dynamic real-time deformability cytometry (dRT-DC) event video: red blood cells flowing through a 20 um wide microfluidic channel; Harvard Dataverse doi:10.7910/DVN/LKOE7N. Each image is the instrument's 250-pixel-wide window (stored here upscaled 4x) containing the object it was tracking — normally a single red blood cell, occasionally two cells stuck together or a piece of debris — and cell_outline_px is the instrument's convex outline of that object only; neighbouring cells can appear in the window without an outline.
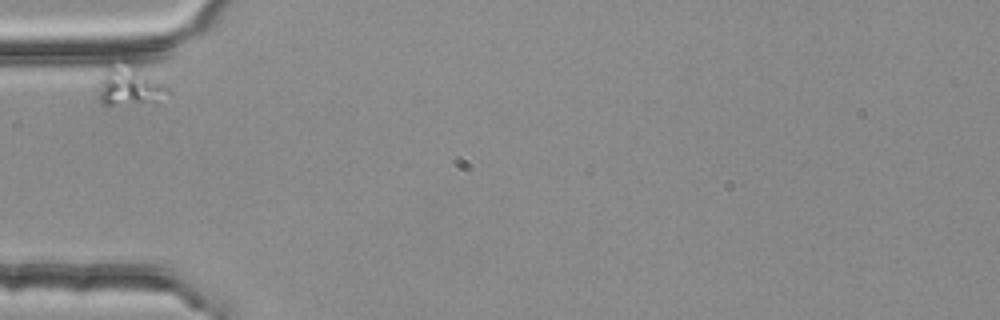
{"species": "common noctule bat (a hibernating species)", "species_latin": "Nyctalus noctula", "temperature_condition": "room temperature", "stored_images_in_passage": 2, "camera_frame_rate_fps": 3000, "um_per_image_px": 0.085, "animal": {"sex": "female", "body_mass_g": 25.1}, "frame": {"image": 1, "passage_image": 1, "time_ms": 0.0, "image_size_px": [1000, 320], "cell_outline_px": [[172, 92], [144, 100], [112, 104], [104, 104], [100, 100], [100, 80], [108, 64], [124, 56], [168, 88]], "centroid_in_image_um": [10.91, 7.1], "position_along_channel_um": 74.1, "area_um2": 15.37}}